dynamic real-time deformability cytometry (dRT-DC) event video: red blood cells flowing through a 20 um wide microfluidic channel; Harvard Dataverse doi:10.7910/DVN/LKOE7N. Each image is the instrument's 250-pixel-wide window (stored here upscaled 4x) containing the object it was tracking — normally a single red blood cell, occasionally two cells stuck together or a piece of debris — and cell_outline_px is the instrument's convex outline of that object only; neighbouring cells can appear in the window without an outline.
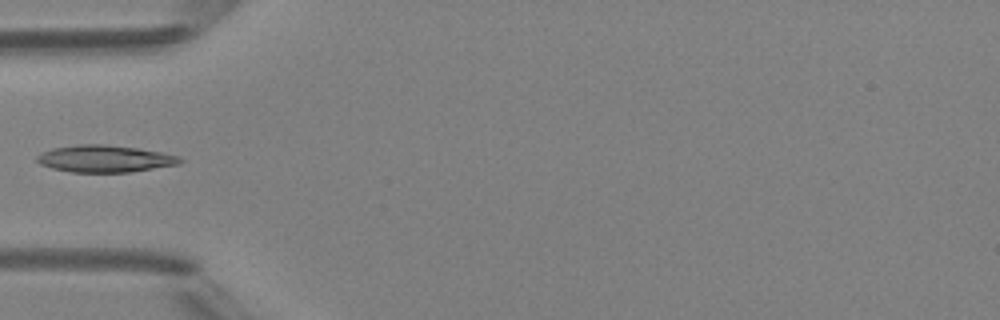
{"species": "Egyptian fruit bat (a non-hibernating species)", "species_latin": "Rousettus aegyptiacus", "temperature_condition": "room temperature", "stored_images_in_passage": 5, "camera_frame_rate_fps": 3000, "um_per_image_px": 0.085, "animal": {"sex": "female"}, "frame": {"image": 1, "passage_image": 5, "time_ms": 4.333, "image_size_px": [1000, 320], "cell_outline_px": [[184, 160], [180, 164], [128, 172], [72, 172], [52, 168], [40, 164], [36, 160], [36, 156], [40, 152], [52, 148], [76, 144], [104, 144], [136, 148], [160, 152], [180, 156]], "centroid_in_image_um": [8.88, 13.48], "position_along_channel_um": 76.1, "area_um2": 22.54}}